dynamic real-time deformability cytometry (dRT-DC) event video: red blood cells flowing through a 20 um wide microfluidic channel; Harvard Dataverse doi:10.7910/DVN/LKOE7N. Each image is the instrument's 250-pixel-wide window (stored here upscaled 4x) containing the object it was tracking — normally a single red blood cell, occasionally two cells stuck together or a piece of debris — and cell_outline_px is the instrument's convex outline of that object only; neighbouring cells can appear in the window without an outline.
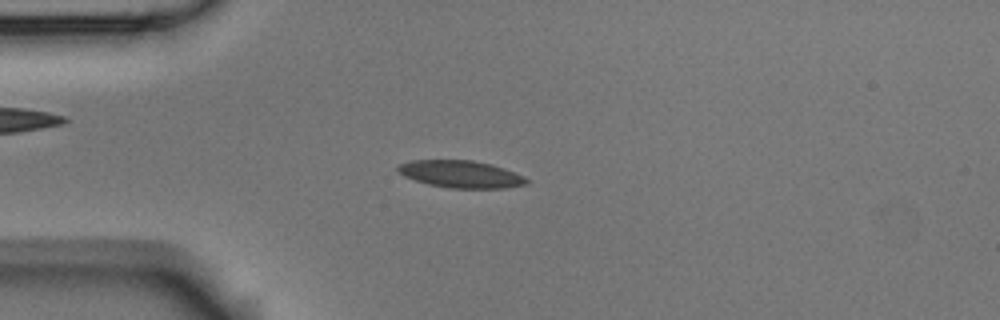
{"species": "Egyptian fruit bat (a non-hibernating species)", "species_latin": "Rousettus aegyptiacus", "temperature_condition": "room temperature", "stored_images_in_passage": 5, "camera_frame_rate_fps": 3000, "um_per_image_px": 0.085, "animal": {"sex": "male"}, "frame": {"image": 1, "passage_image": 4, "time_ms": 3.333, "image_size_px": [1000, 320], "cell_outline_px": [[528, 184], [504, 188], [448, 188], [428, 184], [404, 176], [396, 172], [396, 168], [400, 164], [412, 160], [472, 160], [492, 164], [524, 176], [528, 180]], "centroid_in_image_um": [39.15, 14.8], "position_along_channel_um": 45.8, "area_um2": 20.4}}
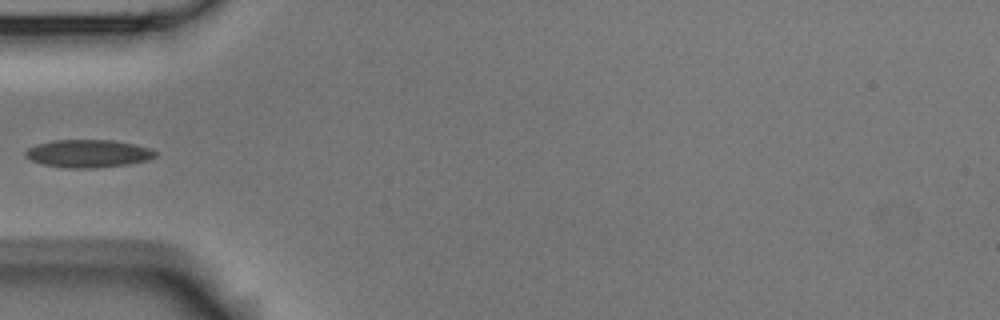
{"frame": {"image": 2, "passage_image": 5, "time_ms": 4.667, "image_size_px": [1000, 320], "cell_outline_px": [[156, 156], [148, 160], [128, 164], [96, 168], [68, 168], [40, 164], [24, 156], [24, 152], [28, 148], [36, 144], [56, 140], [112, 140], [132, 144], [148, 148], [156, 152]], "centroid_in_image_um": [7.45, 13.06], "position_along_channel_um": 77.5, "area_um2": 20.98}}